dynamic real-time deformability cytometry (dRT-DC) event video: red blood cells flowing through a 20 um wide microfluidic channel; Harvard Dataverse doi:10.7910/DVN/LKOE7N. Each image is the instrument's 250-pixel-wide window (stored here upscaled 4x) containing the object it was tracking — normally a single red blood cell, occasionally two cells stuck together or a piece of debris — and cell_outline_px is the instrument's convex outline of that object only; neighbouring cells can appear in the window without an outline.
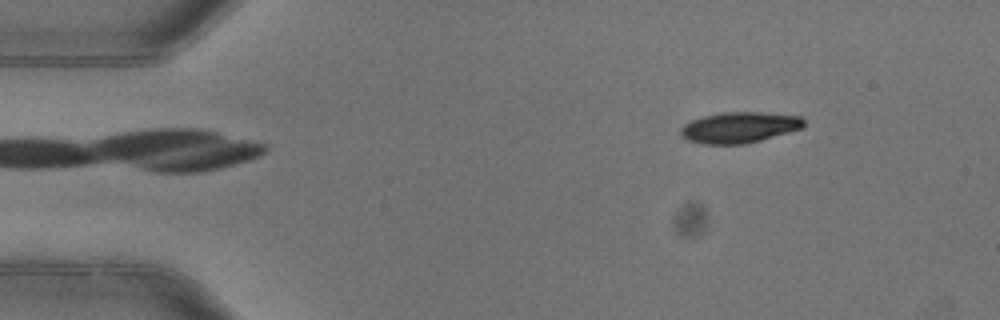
{"species": "common noctule bat (a hibernating species)", "species_latin": "Nyctalus noctula", "temperature_condition": "warm", "stored_images_in_passage": 4, "camera_frame_rate_fps": 3000, "um_per_image_px": 0.085, "animal": {"sex": "female"}, "frame": {"image": 1, "passage_image": 1, "time_ms": 0.0, "image_size_px": [1000, 320], "cell_outline_px": [[804, 128], [760, 140], [744, 144], [704, 144], [684, 140], [680, 136], [680, 128], [684, 124], [692, 120], [704, 116], [720, 112], [760, 112], [804, 116]], "centroid_in_image_um": [62.83, 10.83], "position_along_channel_um": 22.2, "area_um2": 22.43}}
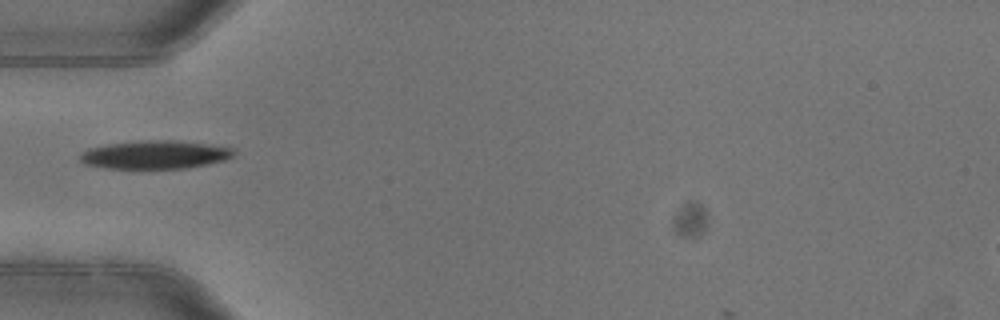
{"frame": {"image": 2, "passage_image": 4, "time_ms": 1.0, "image_size_px": [1000, 320], "cell_outline_px": [[236, 152], [232, 156], [224, 160], [184, 168], [108, 168], [84, 164], [80, 160], [80, 156], [88, 148], [108, 144], [160, 140], [176, 140], [236, 148]], "centroid_in_image_um": [13.2, 13.15], "position_along_channel_um": 71.8, "area_um2": 24.85}}